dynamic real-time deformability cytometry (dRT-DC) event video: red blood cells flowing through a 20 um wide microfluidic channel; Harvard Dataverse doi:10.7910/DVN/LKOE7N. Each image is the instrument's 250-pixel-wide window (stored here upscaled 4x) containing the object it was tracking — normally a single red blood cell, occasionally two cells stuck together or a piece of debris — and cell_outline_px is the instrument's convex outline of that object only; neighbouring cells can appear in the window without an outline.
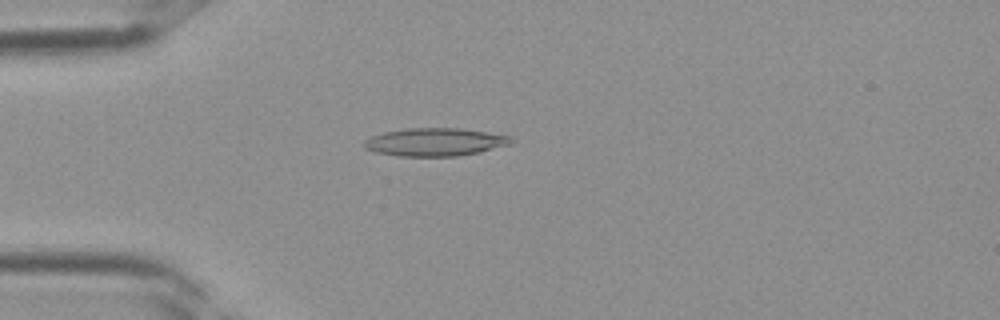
{"species": "Egyptian fruit bat (a non-hibernating species)", "species_latin": "Rousettus aegyptiacus", "temperature_condition": "room temperature", "stored_images_in_passage": 37, "camera_frame_rate_fps": 3000, "um_per_image_px": 0.085, "frame": {"image": 1, "passage_image": 10, "time_ms": 3.0, "image_size_px": [1000, 320], "cell_outline_px": [[512, 144], [480, 152], [460, 156], [396, 156], [376, 152], [364, 148], [364, 140], [372, 136], [384, 132], [404, 128], [460, 128], [512, 136]], "centroid_in_image_um": [36.98, 12.07], "position_along_channel_um": 48.0, "area_um2": 24.1}}
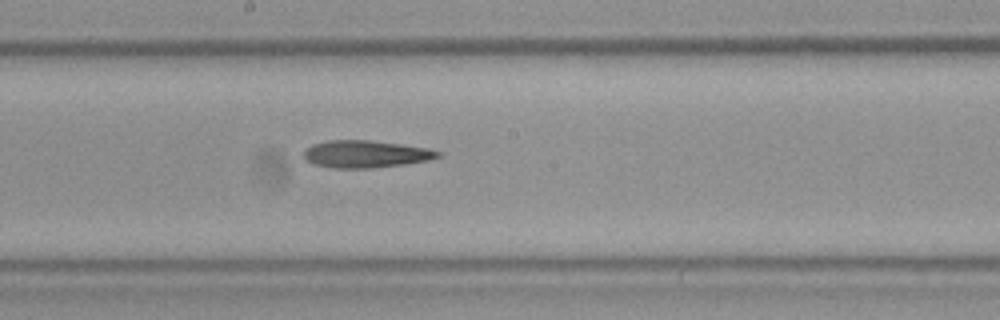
{"frame": {"image": 2, "passage_image": 20, "time_ms": 6.333, "image_size_px": [1000, 320], "cell_outline_px": [[444, 152], [440, 156], [428, 160], [404, 164], [372, 168], [332, 168], [312, 164], [304, 160], [304, 152], [312, 144], [328, 140], [368, 140], [400, 144], [428, 148]], "centroid_in_image_um": [31.07, 13.1], "position_along_channel_um": 217.1, "area_um2": 21.39}}
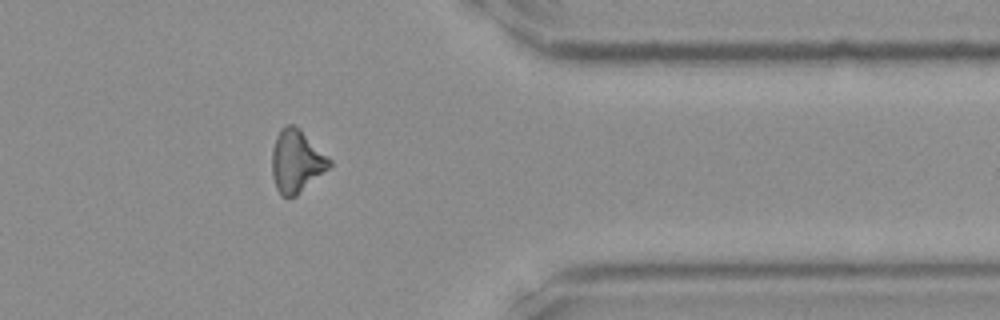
{"frame": {"image": 3, "passage_image": 30, "time_ms": 9.667, "image_size_px": [1000, 320], "cell_outline_px": [[332, 164], [328, 168], [296, 196], [280, 196], [276, 188], [272, 176], [272, 148], [276, 136], [280, 128], [284, 124], [292, 124], [300, 128], [332, 160]], "centroid_in_image_um": [25.18, 13.67], "position_along_channel_um": 386.2, "area_um2": 21.04}}